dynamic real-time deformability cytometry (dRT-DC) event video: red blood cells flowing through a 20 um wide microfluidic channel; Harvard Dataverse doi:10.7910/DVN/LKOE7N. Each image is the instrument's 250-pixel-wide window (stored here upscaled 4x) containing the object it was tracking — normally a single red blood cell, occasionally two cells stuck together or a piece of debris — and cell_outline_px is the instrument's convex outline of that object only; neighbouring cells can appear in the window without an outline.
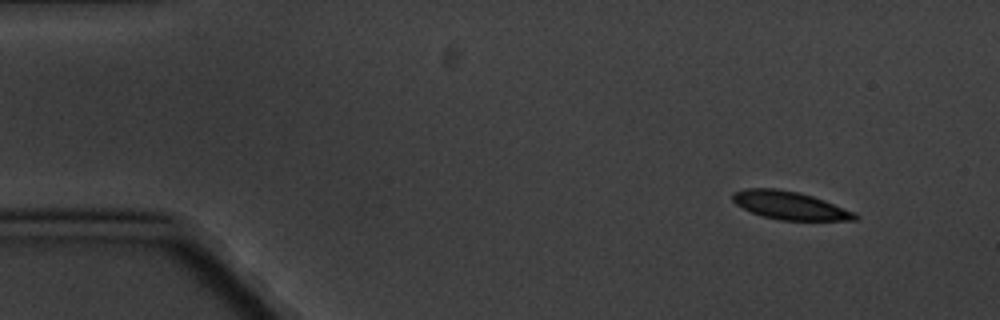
{"species": "common noctule bat (a hibernating species)", "species_latin": "Nyctalus noctula", "temperature_condition": "cold", "stored_images_in_passage": 4, "camera_frame_rate_fps": 3000, "um_per_image_px": 0.085, "animal": {"sex": "male", "body_mass_g": 20.1, "forearm_length_mm": 53.5}, "frame": {"image": 1, "passage_image": 1, "time_ms": 0.0, "image_size_px": [1000, 320], "cell_outline_px": [[860, 220], [780, 220], [764, 216], [752, 212], [736, 204], [732, 200], [732, 192], [748, 188], [776, 188], [800, 192], [824, 200], [856, 212], [860, 216]], "centroid_in_image_um": [67.17, 17.46], "position_along_channel_um": 17.8, "area_um2": 20.06}}
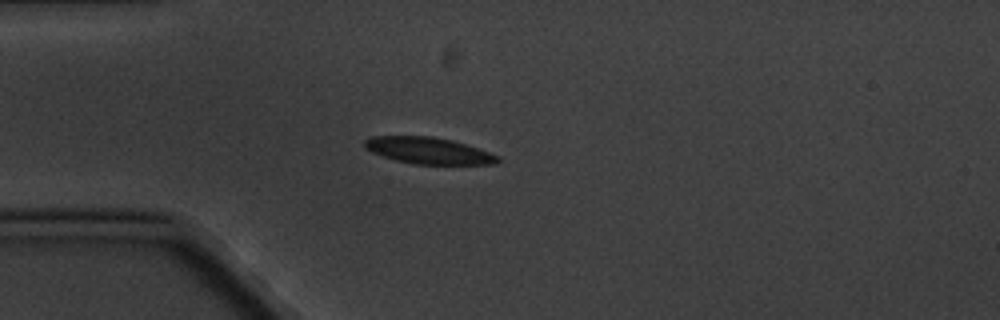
{"frame": {"image": 2, "passage_image": 4, "time_ms": 3.333, "image_size_px": [1000, 320], "cell_outline_px": [[500, 160], [496, 164], [412, 164], [396, 160], [372, 152], [364, 148], [364, 140], [372, 136], [432, 136], [452, 140], [500, 156]], "centroid_in_image_um": [36.4, 12.8], "position_along_channel_um": 48.6, "area_um2": 20.46}}